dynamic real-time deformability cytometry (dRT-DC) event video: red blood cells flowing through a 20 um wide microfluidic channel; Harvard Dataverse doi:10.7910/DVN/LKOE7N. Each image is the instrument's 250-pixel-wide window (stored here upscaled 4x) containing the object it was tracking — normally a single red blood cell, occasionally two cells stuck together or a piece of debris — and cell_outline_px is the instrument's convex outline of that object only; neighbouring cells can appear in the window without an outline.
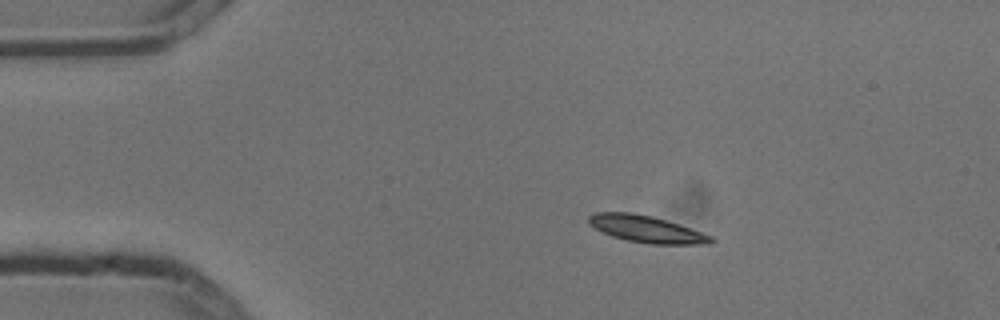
{"species": "common noctule bat (a hibernating species)", "species_latin": "Nyctalus noctula", "temperature_condition": "cold", "stored_images_in_passage": 3, "camera_frame_rate_fps": 3000, "um_per_image_px": 0.085, "animal": {"sex": "male", "body_mass_g": 13.3}, "frame": {"image": 1, "passage_image": 2, "time_ms": 0.333, "image_size_px": [1000, 320], "cell_outline_px": [[716, 240], [712, 244], [652, 244], [628, 240], [612, 236], [588, 224], [588, 216], [592, 212], [632, 212], [652, 216], [712, 236]], "centroid_in_image_um": [54.92, 19.47], "position_along_channel_um": 30.1, "area_um2": 18.9}}